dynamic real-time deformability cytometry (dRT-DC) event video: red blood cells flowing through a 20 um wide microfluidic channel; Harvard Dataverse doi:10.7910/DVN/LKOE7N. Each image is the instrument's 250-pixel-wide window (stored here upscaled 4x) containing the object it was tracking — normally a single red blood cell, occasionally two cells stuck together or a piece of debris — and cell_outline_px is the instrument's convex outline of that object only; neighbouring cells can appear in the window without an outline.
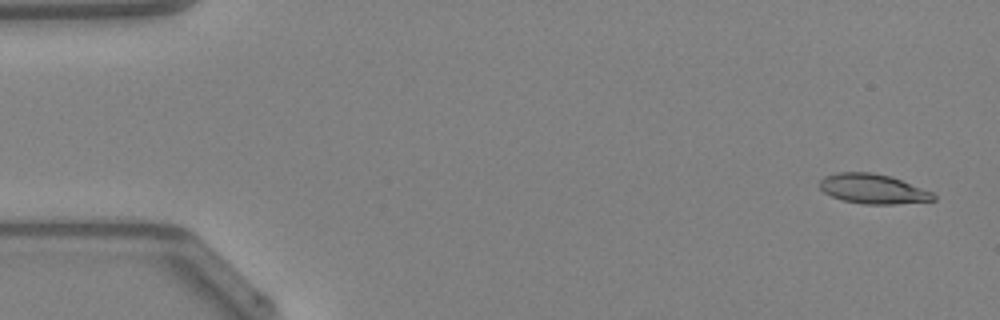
{"species": "Egyptian fruit bat (a non-hibernating species)", "species_latin": "Rousettus aegyptiacus", "temperature_condition": "warm", "stored_images_in_passage": 48, "camera_frame_rate_fps": 3000, "um_per_image_px": 0.085, "animal": {"sex": "female"}, "frame": {"image": 1, "passage_image": 2, "time_ms": 0.333, "image_size_px": [1000, 320], "cell_outline_px": [[936, 200], [892, 204], [864, 204], [844, 200], [832, 196], [824, 192], [820, 188], [820, 180], [824, 176], [840, 172], [872, 172], [892, 176], [932, 192], [936, 196]], "centroid_in_image_um": [74.21, 16.04], "position_along_channel_um": 10.8, "area_um2": 19.59}}
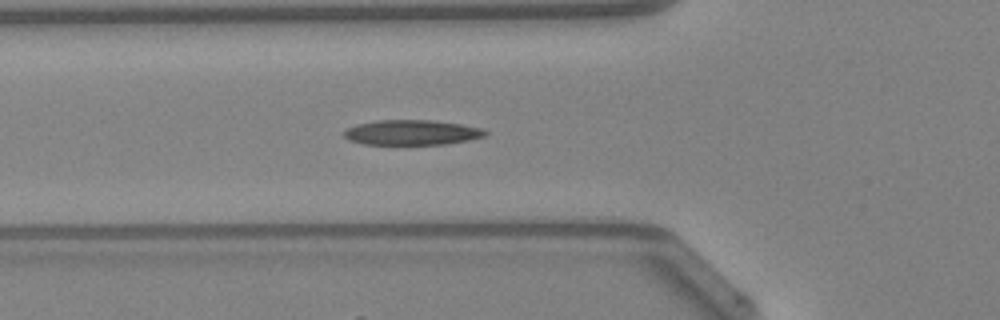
{"frame": {"image": 2, "passage_image": 17, "time_ms": 5.333, "image_size_px": [1000, 320], "cell_outline_px": [[488, 132], [484, 136], [468, 140], [444, 144], [364, 144], [348, 140], [344, 136], [344, 132], [348, 128], [356, 124], [376, 120], [432, 120], [460, 124], [480, 128]], "centroid_in_image_um": [34.97, 11.25], "position_along_channel_um": 90.8, "area_um2": 20.46}}
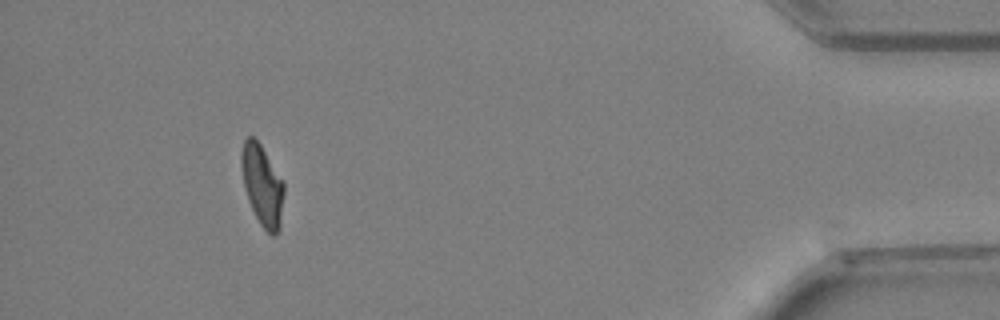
{"frame": {"image": 3, "passage_image": 44, "time_ms": 14.333, "image_size_px": [1000, 320], "cell_outline_px": [[284, 192], [280, 228], [272, 236], [260, 224], [248, 200], [244, 188], [240, 164], [240, 156], [244, 140], [248, 136], [252, 136], [260, 144], [284, 184]], "centroid_in_image_um": [22.27, 15.74], "position_along_channel_um": 412.9, "area_um2": 19.77}, "authors_computed_cell_mechanics": {"area_um2": 20.2589, "velocity_mm_per_s": 4.2735, "shape_relaxation_time_tau1_ms": 6.004, "shape_relaxation_time_tau2_ms": 2.3601, "deformation_change_tau1": 0.2111, "deformation_change_tau2": 0.1096}}